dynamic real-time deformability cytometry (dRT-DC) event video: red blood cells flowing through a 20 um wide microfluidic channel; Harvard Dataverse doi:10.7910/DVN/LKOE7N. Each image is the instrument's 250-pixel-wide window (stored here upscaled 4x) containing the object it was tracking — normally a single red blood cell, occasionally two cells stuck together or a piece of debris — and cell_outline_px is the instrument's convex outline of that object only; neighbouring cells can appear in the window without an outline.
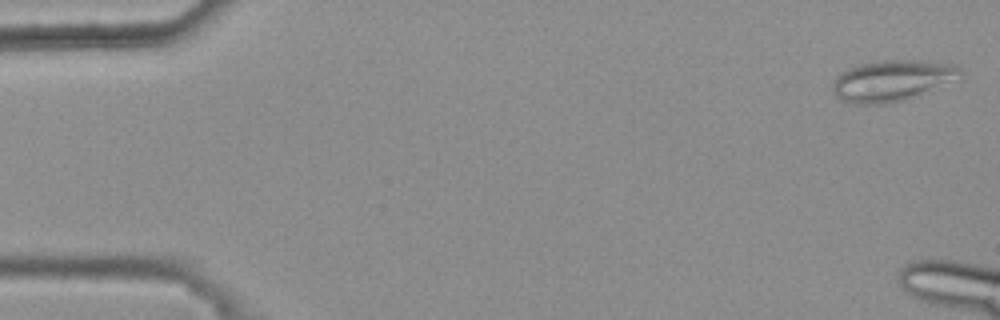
{"species": "common noctule bat (a hibernating species)", "species_latin": "Nyctalus noctula", "temperature_condition": "warm", "stored_images_in_passage": 7, "camera_frame_rate_fps": 3000, "um_per_image_px": 0.085, "animal": {"sex": "female", "body_mass_g": 25.1}, "frame": {"image": 1, "passage_image": 1, "time_ms": 0.0, "image_size_px": [1000, 320], "cell_outline_px": [[960, 80], [904, 100], [884, 104], [856, 104], [840, 100], [836, 96], [832, 88], [832, 84], [836, 76], [840, 72], [848, 68], [860, 64], [880, 60], [924, 60], [956, 64], [960, 68]], "centroid_in_image_um": [75.85, 6.84], "position_along_channel_um": 9.1, "area_um2": 30.98}}